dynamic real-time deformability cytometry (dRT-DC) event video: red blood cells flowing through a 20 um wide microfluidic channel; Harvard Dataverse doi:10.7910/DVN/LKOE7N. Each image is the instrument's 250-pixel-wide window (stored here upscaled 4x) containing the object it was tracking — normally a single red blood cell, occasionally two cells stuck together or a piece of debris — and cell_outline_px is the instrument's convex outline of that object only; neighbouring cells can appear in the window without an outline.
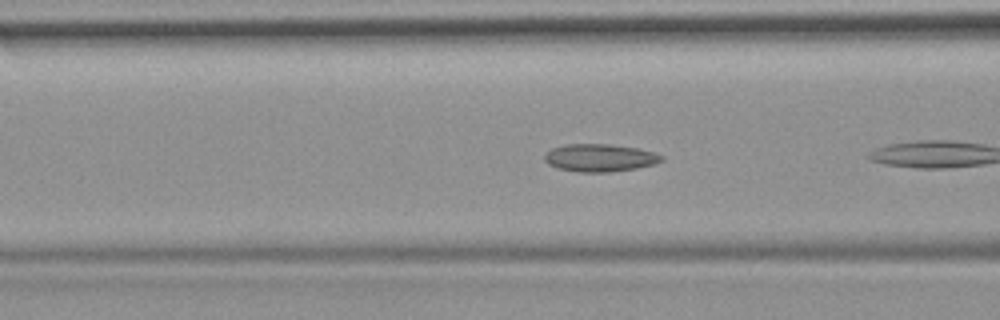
{"species": "common noctule bat (a hibernating species)", "species_latin": "Nyctalus noctula", "temperature_condition": "room temperature", "stored_images_in_passage": 6, "camera_frame_rate_fps": 3000, "um_per_image_px": 0.085, "animal": {"sex": "female", "body_mass_g": 19.9}, "frame": {"image": 1, "passage_image": 5, "time_ms": 1.333, "image_size_px": [1000, 320], "cell_outline_px": [[664, 160], [656, 164], [636, 168], [612, 172], [576, 172], [556, 168], [548, 164], [544, 160], [544, 156], [552, 148], [564, 144], [612, 144], [640, 148], [656, 152], [664, 156]], "centroid_in_image_um": [51.03, 13.41], "position_along_channel_um": 115.6, "area_um2": 19.25}}